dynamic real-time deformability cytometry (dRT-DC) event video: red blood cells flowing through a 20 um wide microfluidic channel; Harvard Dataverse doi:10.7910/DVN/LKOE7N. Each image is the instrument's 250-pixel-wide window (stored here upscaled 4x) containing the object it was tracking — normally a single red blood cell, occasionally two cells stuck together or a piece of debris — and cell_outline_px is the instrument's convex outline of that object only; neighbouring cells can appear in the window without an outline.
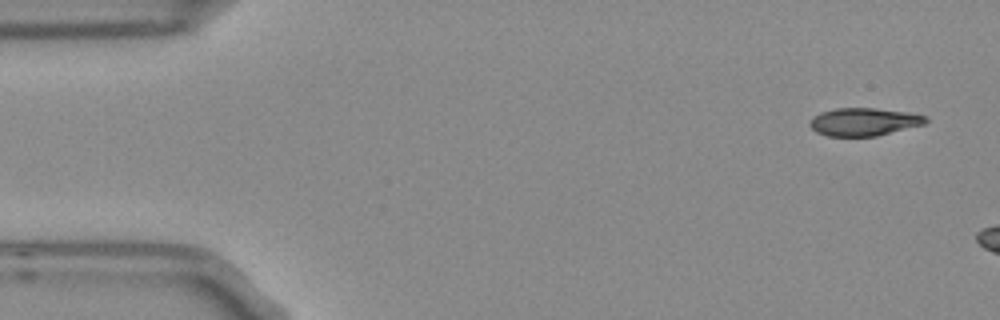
{"species": "Egyptian fruit bat (a non-hibernating species)", "species_latin": "Rousettus aegyptiacus", "temperature_condition": "room temperature", "stored_images_in_passage": 3, "camera_frame_rate_fps": 3000, "um_per_image_px": 0.085, "frame": {"image": 1, "passage_image": 1, "time_ms": 0.0, "image_size_px": [1000, 320], "cell_outline_px": [[928, 120], [924, 124], [876, 136], [828, 136], [816, 132], [808, 124], [808, 120], [812, 116], [820, 112], [836, 108], [876, 108], [912, 112], [928, 116]], "centroid_in_image_um": [73.42, 10.34], "position_along_channel_um": 11.6, "area_um2": 19.07}}